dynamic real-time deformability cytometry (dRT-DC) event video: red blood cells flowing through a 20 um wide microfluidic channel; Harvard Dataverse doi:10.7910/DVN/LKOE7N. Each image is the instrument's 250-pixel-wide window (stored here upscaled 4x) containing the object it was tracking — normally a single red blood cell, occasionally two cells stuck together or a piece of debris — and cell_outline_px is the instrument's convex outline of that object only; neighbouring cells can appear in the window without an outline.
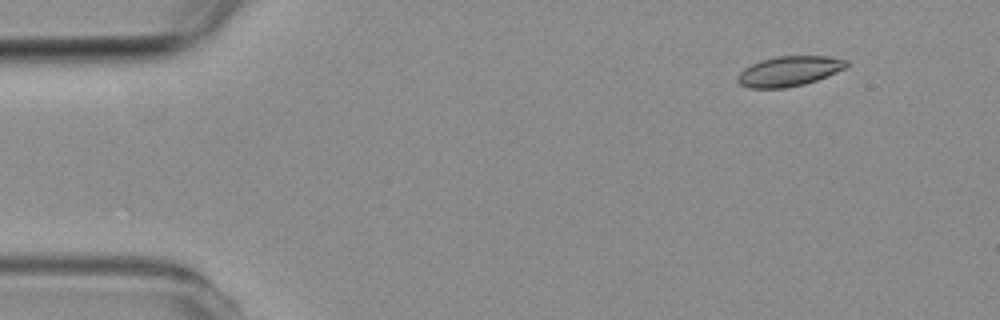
{"species": "common noctule bat (a hibernating species)", "species_latin": "Nyctalus noctula", "temperature_condition": "room temperature", "stored_images_in_passage": 4, "camera_frame_rate_fps": 3000, "um_per_image_px": 0.085, "animal": {"sex": "female", "body_mass_g": 19.3, "forearm_length_mm": 54.1}, "frame": {"image": 1, "passage_image": 2, "time_ms": 1.0, "image_size_px": [1000, 320], "cell_outline_px": [[848, 64], [844, 68], [816, 80], [804, 84], [784, 88], [748, 88], [740, 84], [736, 80], [736, 76], [744, 68], [760, 60], [776, 56], [828, 56], [848, 60]], "centroid_in_image_um": [67.03, 6.05], "position_along_channel_um": 18.0, "area_um2": 18.96}}
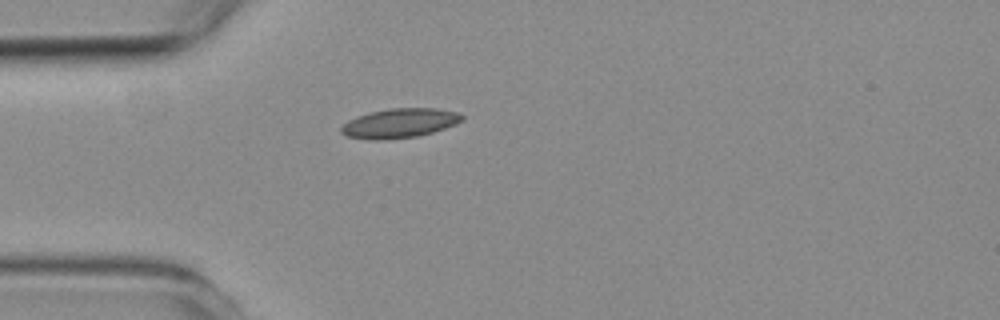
{"frame": {"image": 2, "passage_image": 4, "time_ms": 4.0, "image_size_px": [1000, 320], "cell_outline_px": [[464, 120], [444, 128], [432, 132], [416, 136], [380, 140], [376, 140], [348, 136], [340, 132], [340, 128], [348, 120], [356, 116], [368, 112], [388, 108], [436, 108], [456, 112], [464, 116]], "centroid_in_image_um": [33.95, 10.45], "position_along_channel_um": 51.1, "area_um2": 20.58}}